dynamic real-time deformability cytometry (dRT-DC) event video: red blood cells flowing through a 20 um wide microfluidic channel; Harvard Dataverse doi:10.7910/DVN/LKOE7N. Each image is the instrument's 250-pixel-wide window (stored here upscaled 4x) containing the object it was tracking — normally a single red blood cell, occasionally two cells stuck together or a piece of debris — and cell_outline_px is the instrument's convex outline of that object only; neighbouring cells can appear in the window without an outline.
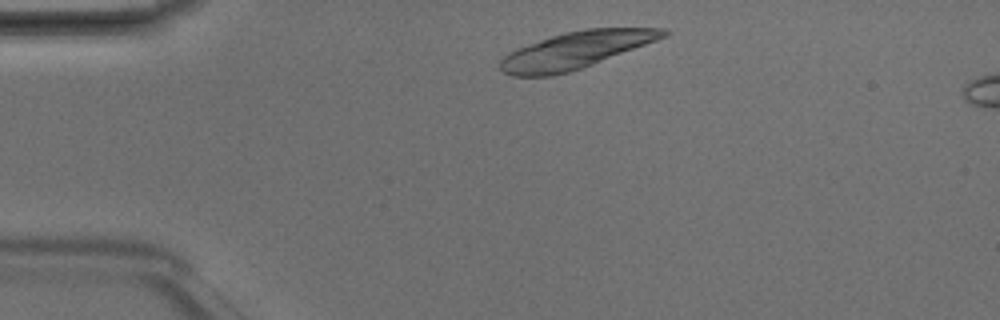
{"species": "Egyptian fruit bat (a non-hibernating species)", "species_latin": "Rousettus aegyptiacus", "temperature_condition": "room temperature", "stored_images_in_passage": 3, "camera_frame_rate_fps": 3000, "um_per_image_px": 0.085, "animal": {"sex": "male"}, "frame": {"image": 1, "passage_image": 1, "time_ms": 0.0, "image_size_px": [1000, 320], "cell_outline_px": [[672, 32], [668, 36], [592, 64], [568, 72], [552, 76], [512, 76], [504, 72], [500, 68], [500, 60], [508, 52], [516, 48], [564, 32], [584, 28], [664, 28]], "centroid_in_image_um": [48.94, 4.25], "position_along_channel_um": 36.1, "area_um2": 34.8}}